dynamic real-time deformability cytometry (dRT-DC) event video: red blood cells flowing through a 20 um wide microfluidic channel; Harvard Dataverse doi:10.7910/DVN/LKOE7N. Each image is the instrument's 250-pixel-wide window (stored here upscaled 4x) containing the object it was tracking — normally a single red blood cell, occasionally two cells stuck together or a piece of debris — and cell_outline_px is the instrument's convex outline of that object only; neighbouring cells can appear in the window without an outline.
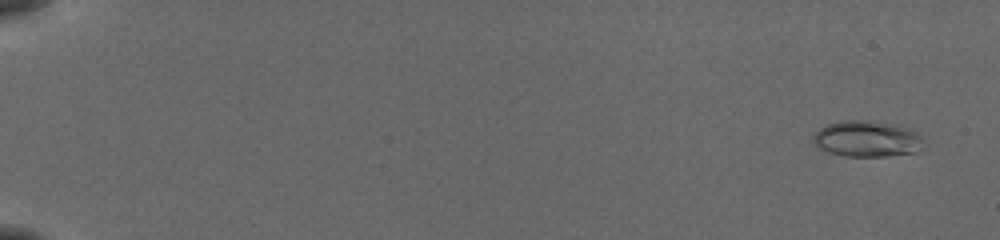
{"species": "common noctule bat (a hibernating species)", "species_latin": "Nyctalus noctula", "temperature_condition": "cold", "stored_images_in_passage": 55, "camera_frame_rate_fps": 3000, "um_per_image_px": 0.085, "animal": {"sex": "female", "body_mass_g": 19.5, "forearm_length_mm": 54.1}, "frame": {"image": 1, "passage_image": 3, "time_ms": 0.667, "image_size_px": [1000, 240], "cell_outline_px": [[924, 148], [916, 152], [888, 156], [844, 156], [828, 152], [820, 148], [812, 140], [812, 136], [820, 128], [828, 124], [840, 120], [864, 120], [896, 124], [912, 128], [924, 136]], "centroid_in_image_um": [73.77, 11.79], "position_along_channel_um": 11.2, "area_um2": 23.7}}
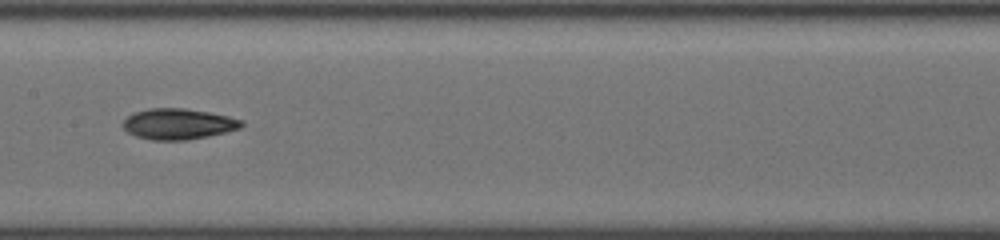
{"frame": {"image": 2, "passage_image": 31, "time_ms": 10.0, "image_size_px": [1000, 240], "cell_outline_px": [[244, 124], [240, 128], [208, 136], [188, 140], [152, 140], [136, 136], [128, 132], [120, 124], [132, 112], [148, 108], [184, 108], [208, 112], [228, 116], [240, 120]], "centroid_in_image_um": [15.1, 10.53], "position_along_channel_um": 192.3, "area_um2": 21.27}}
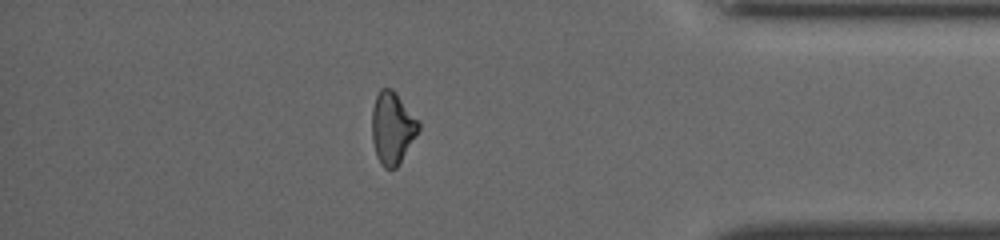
{"frame": {"image": 3, "passage_image": 49, "time_ms": 16.0, "image_size_px": [1000, 240], "cell_outline_px": [[420, 128], [396, 168], [384, 168], [380, 164], [376, 156], [372, 140], [372, 108], [376, 96], [380, 88], [392, 88], [396, 92], [420, 120]], "centroid_in_image_um": [33.34, 10.84], "position_along_channel_um": 401.9, "area_um2": 19.71}, "authors_computed_cell_mechanics": {"area_um2": 20.6924, "velocity_mm_per_s": 3.8969, "shape_relaxation_time_tau1_ms": 3.3386, "shape_relaxation_time_tau2_ms": null, "deformation_change_tau1": 0.1175, "deformation_change_tau2": null}}